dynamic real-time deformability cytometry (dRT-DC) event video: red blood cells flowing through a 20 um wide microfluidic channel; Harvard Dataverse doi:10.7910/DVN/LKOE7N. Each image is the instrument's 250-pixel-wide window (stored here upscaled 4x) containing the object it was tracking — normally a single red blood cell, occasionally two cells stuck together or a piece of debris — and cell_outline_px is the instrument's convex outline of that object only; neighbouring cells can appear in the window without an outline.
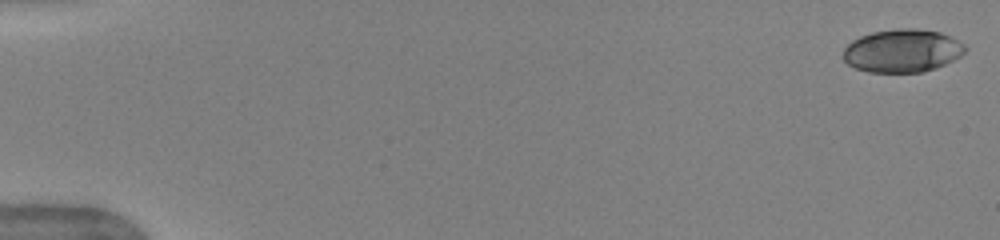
{"species": "human", "species_latin": "Homo sapiens", "temperature_condition": "warm", "stored_images_in_passage": 11, "camera_frame_rate_fps": 3000, "um_per_image_px": 0.085, "donor": {"sex": "female"}, "frame": {"image": 1, "passage_image": 1, "time_ms": 0.0, "image_size_px": [1000, 240], "cell_outline_px": [[968, 48], [960, 56], [936, 68], [924, 72], [868, 72], [856, 68], [848, 64], [844, 60], [844, 48], [852, 40], [860, 36], [872, 32], [896, 28], [916, 28], [940, 32], [964, 44]], "centroid_in_image_um": [76.69, 4.31], "position_along_channel_um": 8.3, "area_um2": 30.58}}